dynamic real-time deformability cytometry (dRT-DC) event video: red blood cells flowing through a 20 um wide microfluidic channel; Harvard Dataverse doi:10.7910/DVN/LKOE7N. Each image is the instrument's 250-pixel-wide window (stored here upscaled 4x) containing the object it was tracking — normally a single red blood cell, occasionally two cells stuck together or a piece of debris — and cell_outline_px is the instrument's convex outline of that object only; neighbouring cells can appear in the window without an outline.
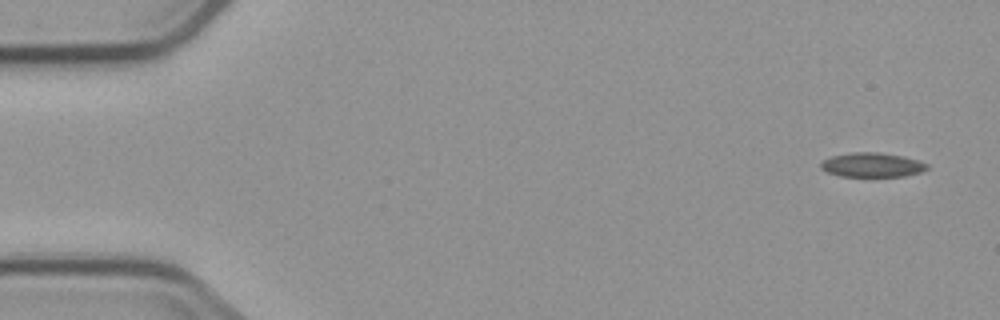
{"species": "common noctule bat (a hibernating species)", "species_latin": "Nyctalus noctula", "temperature_condition": "cold", "stored_images_in_passage": 6, "camera_frame_rate_fps": 3000, "um_per_image_px": 0.085, "animal": {"sex": "male", "body_mass_g": 23.1, "forearm_length_mm": 52.7}, "frame": {"image": 1, "passage_image": 1, "time_ms": 0.0, "image_size_px": [1000, 320], "cell_outline_px": [[928, 168], [920, 172], [904, 176], [840, 176], [828, 172], [820, 168], [820, 164], [824, 160], [832, 156], [852, 152], [880, 152], [904, 156], [928, 164]], "centroid_in_image_um": [74.12, 14.01], "position_along_channel_um": 10.9, "area_um2": 14.97}}
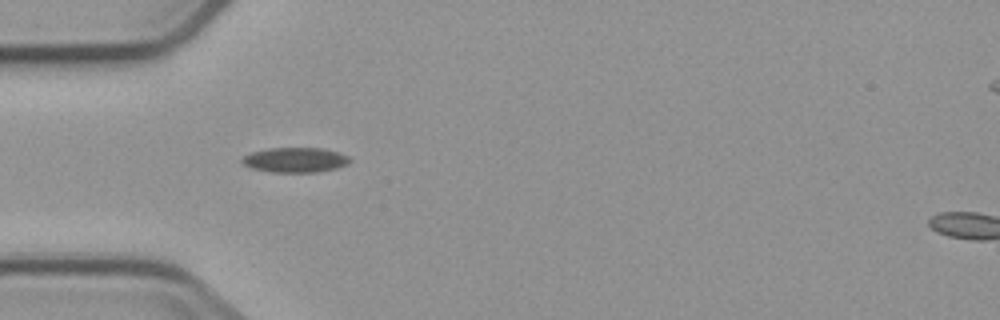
{"frame": {"image": 2, "passage_image": 5, "time_ms": 4.667, "image_size_px": [1000, 320], "cell_outline_px": [[352, 160], [348, 164], [336, 168], [316, 172], [272, 172], [252, 168], [244, 164], [240, 160], [244, 156], [252, 152], [268, 148], [320, 148], [336, 152], [348, 156]], "centroid_in_image_um": [25.09, 13.59], "position_along_channel_um": 59.9, "area_um2": 15.49}}
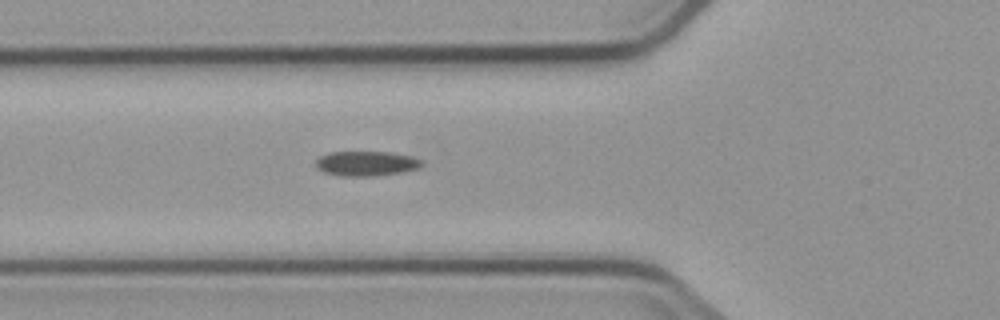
{"frame": {"image": 3, "passage_image": 6, "time_ms": 5.667, "image_size_px": [1000, 320], "cell_outline_px": [[424, 164], [420, 168], [404, 172], [376, 176], [340, 176], [324, 172], [316, 168], [316, 160], [320, 156], [328, 152], [392, 152], [412, 156], [424, 160]], "centroid_in_image_um": [31.18, 13.9], "position_along_channel_um": 94.6, "area_um2": 15.66}}